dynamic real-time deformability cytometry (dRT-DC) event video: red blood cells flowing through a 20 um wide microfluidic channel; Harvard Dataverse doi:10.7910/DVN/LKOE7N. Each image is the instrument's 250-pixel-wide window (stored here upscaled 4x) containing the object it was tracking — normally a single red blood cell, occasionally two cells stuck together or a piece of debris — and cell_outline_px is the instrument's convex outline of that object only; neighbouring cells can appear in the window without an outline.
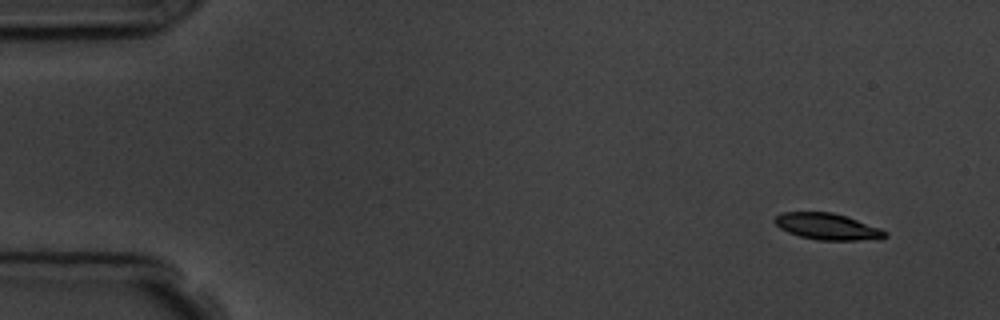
{"species": "common noctule bat (a hibernating species)", "species_latin": "Nyctalus noctula", "temperature_condition": "room temperature", "stored_images_in_passage": 7, "camera_frame_rate_fps": 3000, "um_per_image_px": 0.085, "animal": {"sex": "male", "body_mass_g": 19.5, "forearm_length_mm": 54.6}, "frame": {"image": 1, "passage_image": 1, "time_ms": 0.0, "image_size_px": [1000, 320], "cell_outline_px": [[888, 236], [880, 240], [820, 240], [800, 236], [788, 232], [780, 228], [772, 220], [776, 216], [784, 212], [832, 212], [848, 216], [880, 228], [888, 232]], "centroid_in_image_um": [70.39, 19.26], "position_along_channel_um": 14.6, "area_um2": 17.17}}
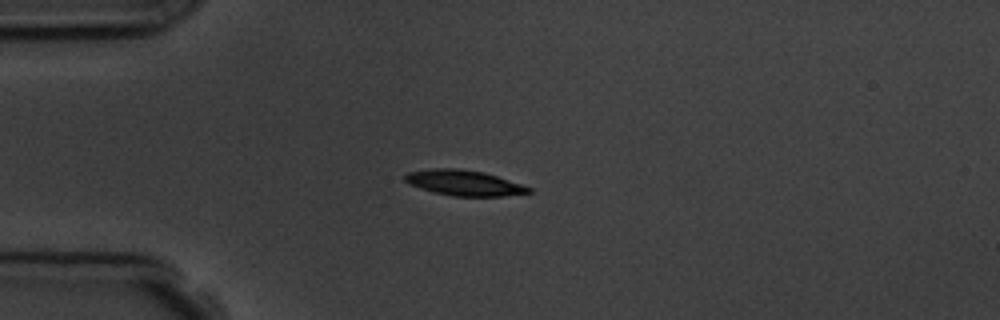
{"frame": {"image": 2, "passage_image": 4, "time_ms": 3.333, "image_size_px": [1000, 320], "cell_outline_px": [[532, 192], [504, 196], [456, 196], [436, 192], [408, 184], [404, 180], [404, 176], [408, 172], [432, 168], [456, 168], [484, 172], [532, 188]], "centroid_in_image_um": [39.43, 15.53], "position_along_channel_um": 45.6, "area_um2": 18.09}}
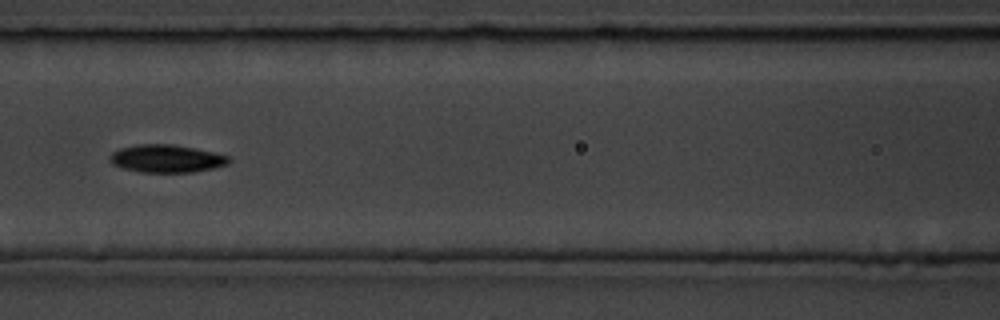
{"frame": {"image": 3, "passage_image": 7, "time_ms": 6.667, "image_size_px": [1000, 320], "cell_outline_px": [[232, 160], [228, 164], [212, 168], [192, 172], [140, 172], [124, 168], [112, 164], [108, 160], [108, 156], [112, 152], [120, 148], [136, 144], [172, 144], [196, 148], [228, 156]], "centroid_in_image_um": [14.12, 13.47], "position_along_channel_um": 152.5, "area_um2": 19.31}}